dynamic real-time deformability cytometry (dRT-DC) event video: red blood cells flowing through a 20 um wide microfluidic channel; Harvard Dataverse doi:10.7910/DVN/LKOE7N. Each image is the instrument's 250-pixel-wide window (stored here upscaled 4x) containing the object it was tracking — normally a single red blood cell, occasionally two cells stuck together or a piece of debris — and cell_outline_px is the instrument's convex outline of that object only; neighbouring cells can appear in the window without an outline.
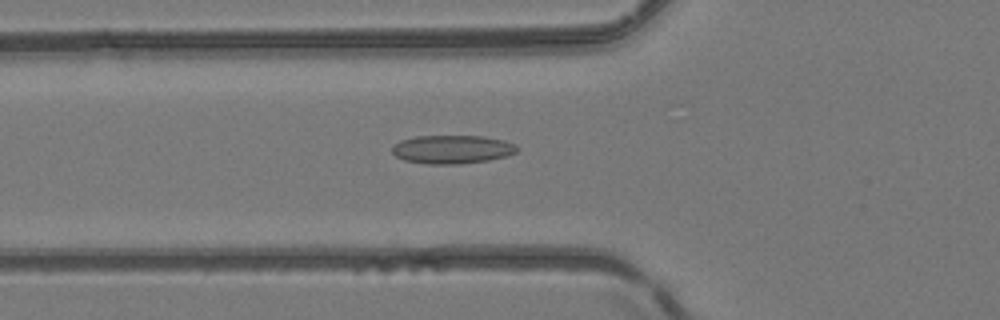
{"species": "common noctule bat (a hibernating species)", "species_latin": "Nyctalus noctula", "temperature_condition": "room temperature", "stored_images_in_passage": 45, "camera_frame_rate_fps": 3000, "um_per_image_px": 0.085, "animal": {"sex": "female", "body_mass_g": 24.6, "forearm_length_mm": 56.2}, "frame": {"image": 1, "passage_image": 14, "time_ms": 4.333, "image_size_px": [1000, 320], "cell_outline_px": [[520, 148], [516, 152], [504, 156], [488, 160], [460, 164], [428, 164], [404, 160], [396, 156], [392, 152], [392, 148], [400, 140], [416, 136], [484, 136], [504, 140], [516, 144]], "centroid_in_image_um": [38.45, 12.69], "position_along_channel_um": 87.3, "area_um2": 20.75}}
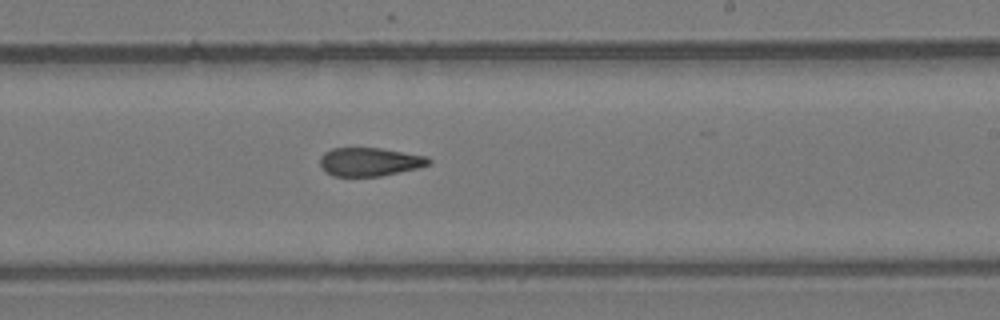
{"frame": {"image": 2, "passage_image": 26, "time_ms": 8.333, "image_size_px": [1000, 320], "cell_outline_px": [[432, 164], [400, 172], [380, 176], [332, 176], [324, 172], [320, 164], [320, 156], [324, 152], [332, 148], [380, 148], [428, 156], [432, 160]], "centroid_in_image_um": [31.42, 13.75], "position_along_channel_um": 257.6, "area_um2": 18.21}}
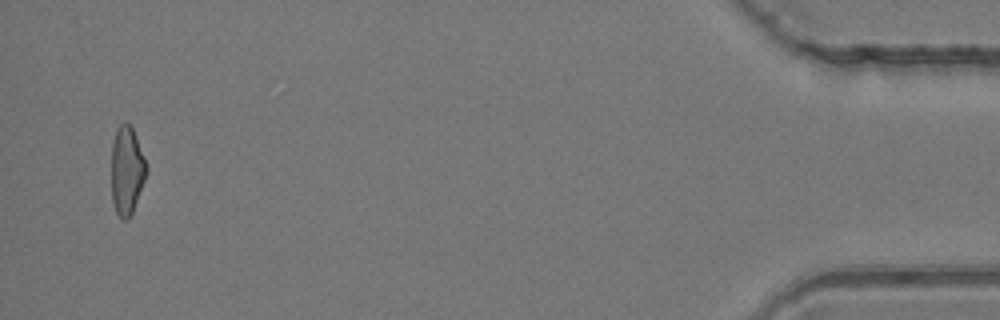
{"frame": {"image": 3, "passage_image": 44, "time_ms": 14.333, "image_size_px": [1000, 320], "cell_outline_px": [[148, 172], [132, 212], [128, 220], [120, 220], [116, 212], [112, 200], [112, 144], [116, 128], [124, 120], [128, 120], [136, 136], [148, 164]], "centroid_in_image_um": [10.79, 14.46], "position_along_channel_um": 424.4, "area_um2": 18.38}, "authors_computed_cell_mechanics": {"area_um2": 19.1896, "velocity_mm_per_s": 4.2295, "shape_relaxation_time_tau1_ms": null, "shape_relaxation_time_tau2_ms": 3.8262, "deformation_change_tau1": null, "deformation_change_tau2": 0.1084}}